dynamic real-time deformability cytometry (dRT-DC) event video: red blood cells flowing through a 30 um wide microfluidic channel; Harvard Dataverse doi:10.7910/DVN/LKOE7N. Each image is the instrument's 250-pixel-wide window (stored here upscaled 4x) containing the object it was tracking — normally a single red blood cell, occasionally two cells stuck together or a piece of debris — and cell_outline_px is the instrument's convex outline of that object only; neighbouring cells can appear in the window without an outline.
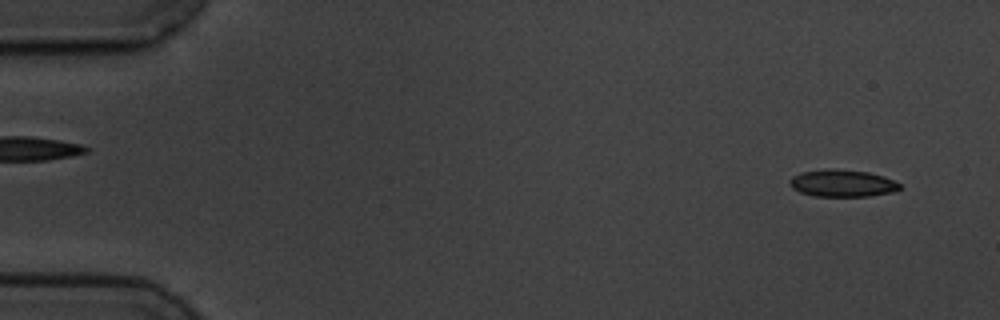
{"species": "common noctule bat (a hibernating species)", "species_latin": "Nyctalus noctula", "temperature_condition": "cold", "stored_images_in_passage": 5, "segment_of_instrument_passage": [2, 2], "camera_frame_rate_fps": 3000, "um_per_image_px": 0.085, "animal": {"sex": "male", "body_mass_g": 19.5, "forearm_length_mm": 54.6}, "frame": {"image": 1, "passage_image": 5, "time_ms": 5.667, "image_size_px": [1000, 320], "cell_outline_px": [[900, 188], [892, 192], [868, 196], [816, 196], [800, 192], [792, 188], [788, 184], [788, 180], [792, 176], [800, 172], [868, 172], [884, 176], [900, 184]], "centroid_in_image_um": [71.59, 15.63], "position_along_channel_um": 13.4, "area_um2": 16.42}}